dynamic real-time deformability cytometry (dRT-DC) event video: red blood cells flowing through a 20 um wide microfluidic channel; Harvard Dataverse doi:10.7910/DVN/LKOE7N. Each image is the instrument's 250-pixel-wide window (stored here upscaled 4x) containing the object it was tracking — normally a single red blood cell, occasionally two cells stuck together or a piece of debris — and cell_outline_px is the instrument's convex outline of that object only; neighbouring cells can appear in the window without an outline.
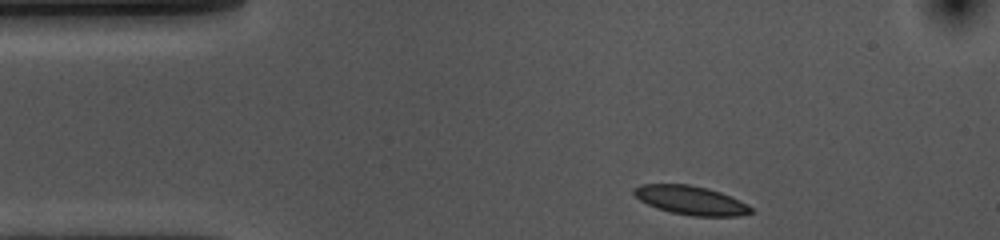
{"species": "common noctule bat (a hibernating species)", "species_latin": "Nyctalus noctula", "temperature_condition": "cold", "stored_images_in_passage": 37, "camera_frame_rate_fps": 3000, "um_per_image_px": 0.085, "animal": {"sex": "female", "body_mass_g": 10.0, "forearm_length_mm": 53.1}, "frame": {"image": 1, "passage_image": 1, "time_ms": 0.0, "image_size_px": [1000, 240], "cell_outline_px": [[752, 212], [740, 216], [692, 216], [672, 212], [656, 208], [640, 200], [632, 192], [632, 188], [640, 184], [688, 184], [708, 188], [720, 192], [740, 200], [748, 204], [752, 208]], "centroid_in_image_um": [58.71, 17.02], "position_along_channel_um": 26.3, "area_um2": 19.71}}
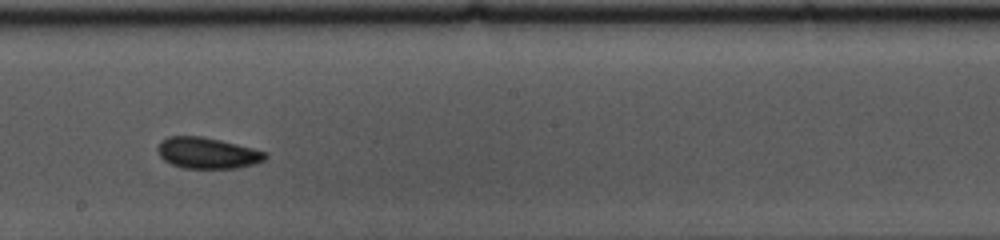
{"frame": {"image": 2, "passage_image": 22, "time_ms": 7.0, "image_size_px": [1000, 240], "cell_outline_px": [[268, 156], [264, 160], [256, 164], [236, 168], [184, 168], [172, 164], [164, 160], [160, 156], [156, 148], [160, 140], [168, 136], [204, 136], [268, 152]], "centroid_in_image_um": [17.62, 13.0], "position_along_channel_um": 230.6, "area_um2": 19.65}}
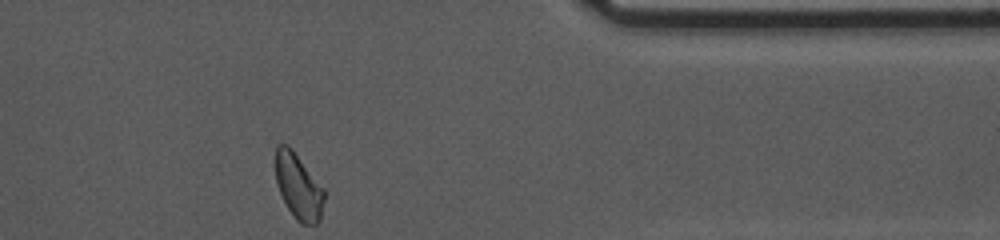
{"frame": {"image": 3, "passage_image": 37, "time_ms": 12.0, "image_size_px": [1000, 240], "cell_outline_px": [[324, 200], [320, 220], [316, 224], [300, 224], [296, 220], [288, 208], [276, 184], [276, 144], [288, 144], [324, 188]], "centroid_in_image_um": [25.37, 15.85], "position_along_channel_um": 386.0, "area_um2": 18.5}, "authors_computed_cell_mechanics": {"area_um2": 19.4786, "velocity_mm_per_s": 3.5743, "shape_relaxation_time_tau1_ms": 6.1959, "shape_relaxation_time_tau2_ms": 3.5215, "deformation_change_tau1": 0.1193, "deformation_change_tau2": 0.0647}}